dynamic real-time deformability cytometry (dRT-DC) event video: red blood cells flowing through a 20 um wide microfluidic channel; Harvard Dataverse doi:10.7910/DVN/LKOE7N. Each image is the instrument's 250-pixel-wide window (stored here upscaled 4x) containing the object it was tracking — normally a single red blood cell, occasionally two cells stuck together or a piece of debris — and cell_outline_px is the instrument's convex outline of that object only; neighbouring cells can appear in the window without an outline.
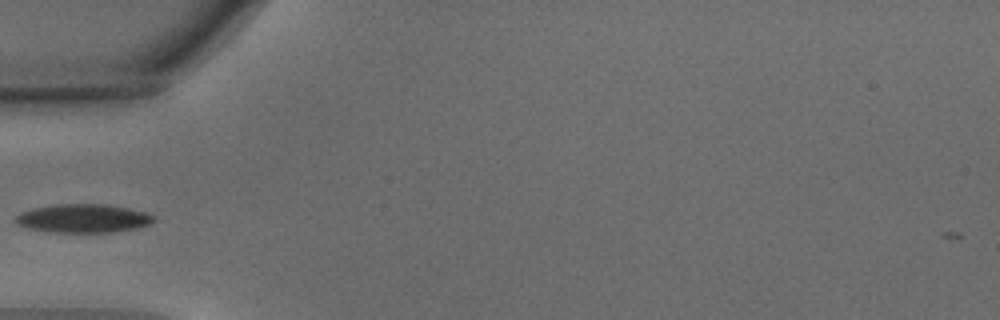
{"species": "common noctule bat (a hibernating species)", "species_latin": "Nyctalus noctula", "temperature_condition": "warm", "stored_images_in_passage": 29, "camera_frame_rate_fps": 3000, "um_per_image_px": 0.085, "animal": {"sex": "male", "body_mass_g": 15.6}, "frame": {"image": 1, "passage_image": 1, "time_ms": 0.0, "image_size_px": [1000, 320], "cell_outline_px": [[156, 220], [148, 224], [136, 228], [112, 232], [52, 232], [28, 228], [16, 224], [12, 220], [20, 212], [36, 208], [60, 204], [108, 204], [128, 208], [144, 212], [156, 216]], "centroid_in_image_um": [7.07, 18.56], "position_along_channel_um": 77.9, "area_um2": 22.95}}
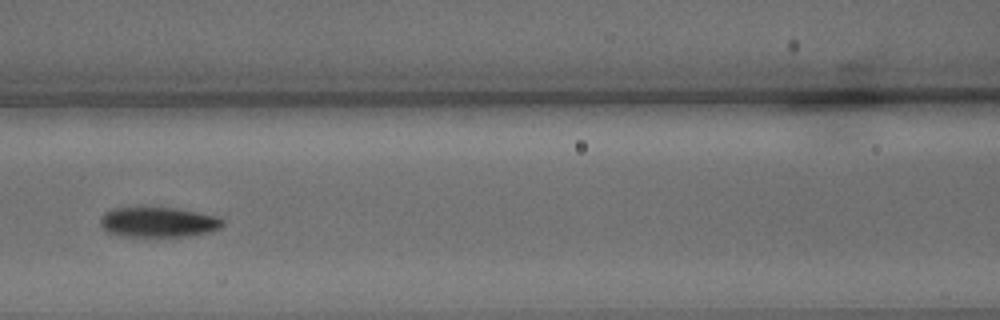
{"frame": {"image": 2, "passage_image": 7, "time_ms": 2.0, "image_size_px": [1000, 320], "cell_outline_px": [[224, 224], [220, 228], [208, 232], [192, 236], [124, 236], [108, 232], [100, 224], [100, 216], [104, 212], [112, 208], [176, 208], [220, 216], [224, 220]], "centroid_in_image_um": [13.49, 18.88], "position_along_channel_um": 153.1, "area_um2": 21.5}}
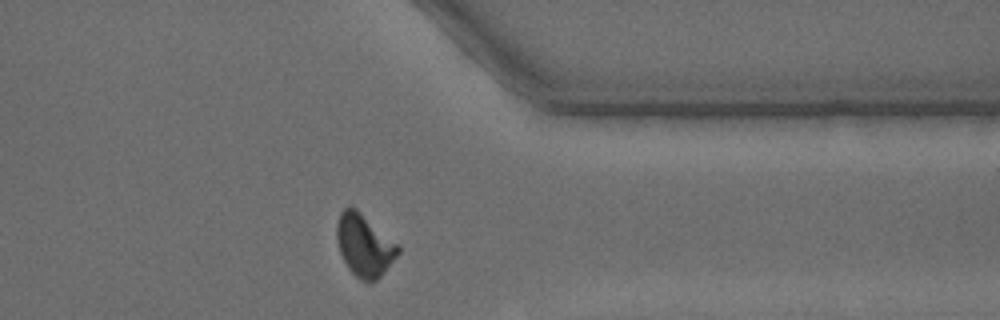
{"frame": {"image": 3, "passage_image": 26, "time_ms": 8.333, "image_size_px": [1000, 320], "cell_outline_px": [[400, 252], [384, 272], [376, 280], [360, 280], [348, 268], [340, 252], [336, 240], [336, 224], [340, 212], [344, 208], [356, 208], [400, 244]], "centroid_in_image_um": [30.98, 20.82], "position_along_channel_um": 380.4, "area_um2": 22.25}}